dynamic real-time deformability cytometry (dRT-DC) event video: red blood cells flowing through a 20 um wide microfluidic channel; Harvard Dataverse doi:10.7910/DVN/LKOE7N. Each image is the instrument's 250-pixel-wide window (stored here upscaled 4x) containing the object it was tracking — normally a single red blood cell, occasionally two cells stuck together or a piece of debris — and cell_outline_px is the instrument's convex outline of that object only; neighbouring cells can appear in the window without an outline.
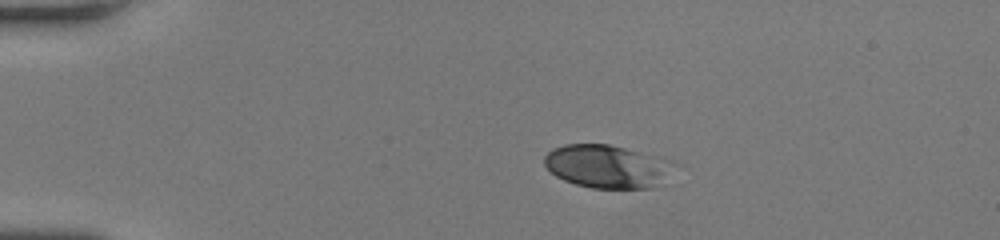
{"species": "human", "species_latin": "Homo sapiens", "temperature_condition": "room temperature", "stored_images_in_passage": 40, "camera_frame_rate_fps": 3000, "um_per_image_px": 0.085, "donor": {"sex": "female"}, "frame": {"image": 1, "passage_image": 1, "time_ms": 0.0, "image_size_px": [1000, 240], "cell_outline_px": [[684, 164], [676, 184], [652, 188], [592, 188], [576, 184], [564, 180], [556, 176], [544, 164], [544, 156], [552, 148], [564, 144], [608, 144], [664, 156]], "centroid_in_image_um": [51.98, 14.17], "position_along_channel_um": 33.0, "area_um2": 35.08}}
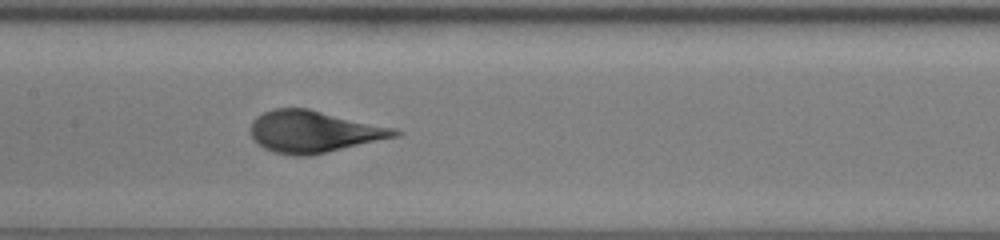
{"frame": {"image": 2, "passage_image": 16, "time_ms": 5.0, "image_size_px": [1000, 240], "cell_outline_px": [[404, 132], [400, 136], [308, 156], [292, 156], [276, 152], [264, 148], [252, 136], [252, 120], [256, 116], [272, 108], [308, 108], [396, 128]], "centroid_in_image_um": [26.72, 11.18], "position_along_channel_um": 180.7, "area_um2": 35.08}}
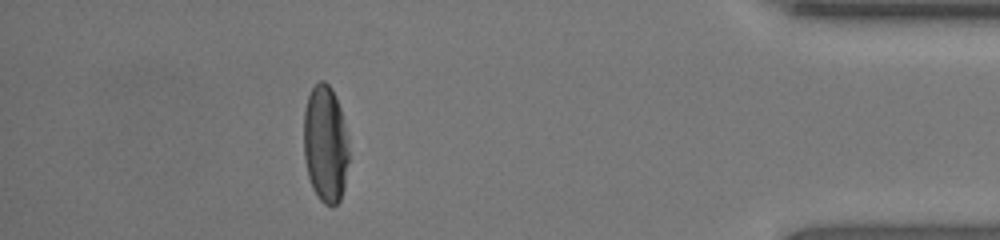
{"frame": {"image": 3, "passage_image": 35, "time_ms": 11.333, "image_size_px": [1000, 240], "cell_outline_px": [[348, 160], [344, 188], [340, 200], [332, 208], [324, 204], [316, 196], [312, 188], [308, 176], [304, 160], [304, 108], [308, 96], [312, 88], [320, 80], [324, 80], [332, 88], [340, 108], [344, 128], [348, 152]], "centroid_in_image_um": [27.63, 12.28], "position_along_channel_um": 407.6, "area_um2": 30.81}}